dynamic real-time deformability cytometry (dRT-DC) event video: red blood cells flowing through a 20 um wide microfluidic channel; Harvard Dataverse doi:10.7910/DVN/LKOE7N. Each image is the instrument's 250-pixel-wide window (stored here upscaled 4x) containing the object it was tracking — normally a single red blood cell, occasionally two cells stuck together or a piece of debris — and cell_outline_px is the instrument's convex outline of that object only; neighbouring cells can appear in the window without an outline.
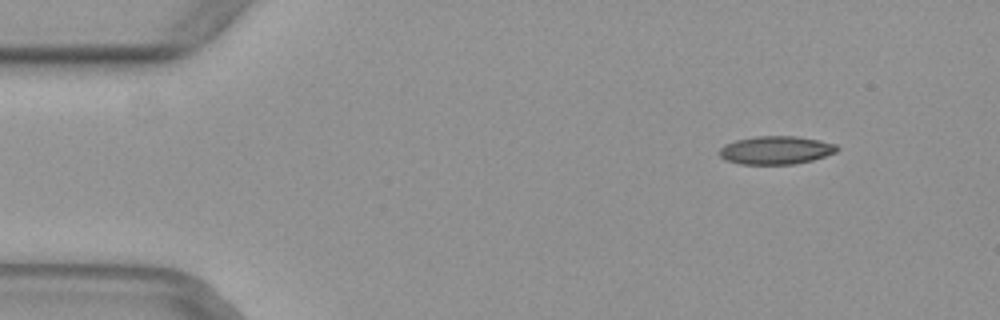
{"species": "common noctule bat (a hibernating species)", "species_latin": "Nyctalus noctula", "temperature_condition": "warm", "stored_images_in_passage": 49, "camera_frame_rate_fps": 3000, "um_per_image_px": 0.085, "animal": {"sex": "female", "body_mass_g": 29.2, "forearm_length_mm": 56.3}, "frame": {"image": 1, "passage_image": 4, "time_ms": 1.0, "image_size_px": [1000, 320], "cell_outline_px": [[840, 148], [836, 152], [812, 160], [796, 164], [740, 164], [724, 160], [720, 156], [720, 148], [724, 144], [736, 140], [756, 136], [796, 136], [820, 140], [836, 144]], "centroid_in_image_um": [65.95, 12.76], "position_along_channel_um": 19.0, "area_um2": 19.42}}
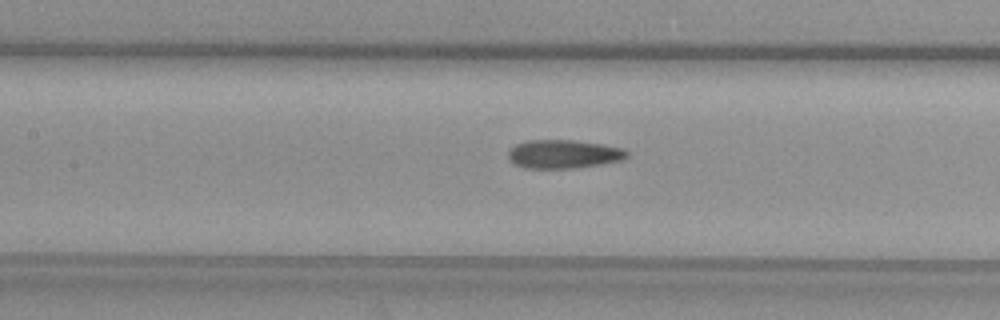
{"frame": {"image": 2, "passage_image": 21, "time_ms": 6.667, "image_size_px": [1000, 320], "cell_outline_px": [[628, 156], [620, 160], [600, 164], [576, 168], [524, 168], [512, 164], [508, 160], [508, 152], [516, 144], [528, 140], [572, 140], [604, 144], [624, 148], [628, 152]], "centroid_in_image_um": [47.88, 13.1], "position_along_channel_um": 159.5, "area_um2": 19.88}}
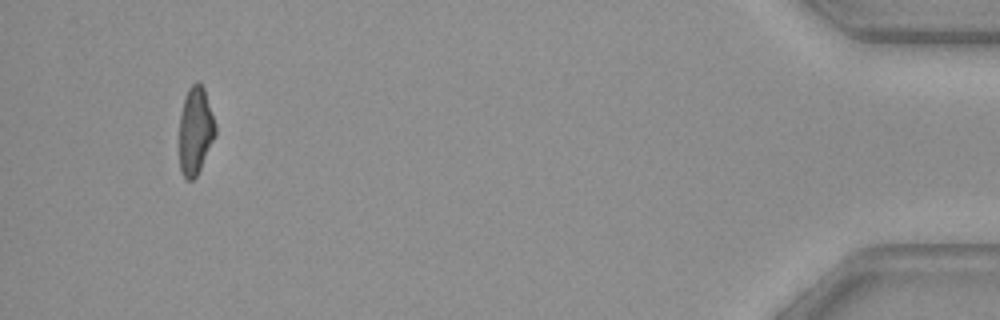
{"frame": {"image": 3, "passage_image": 46, "time_ms": 15.0, "image_size_px": [1000, 320], "cell_outline_px": [[216, 136], [196, 176], [192, 180], [188, 180], [184, 176], [180, 168], [180, 116], [184, 100], [188, 88], [196, 80], [200, 80], [204, 88], [216, 124]], "centroid_in_image_um": [16.63, 11.06], "position_along_channel_um": 418.6, "area_um2": 18.38}}